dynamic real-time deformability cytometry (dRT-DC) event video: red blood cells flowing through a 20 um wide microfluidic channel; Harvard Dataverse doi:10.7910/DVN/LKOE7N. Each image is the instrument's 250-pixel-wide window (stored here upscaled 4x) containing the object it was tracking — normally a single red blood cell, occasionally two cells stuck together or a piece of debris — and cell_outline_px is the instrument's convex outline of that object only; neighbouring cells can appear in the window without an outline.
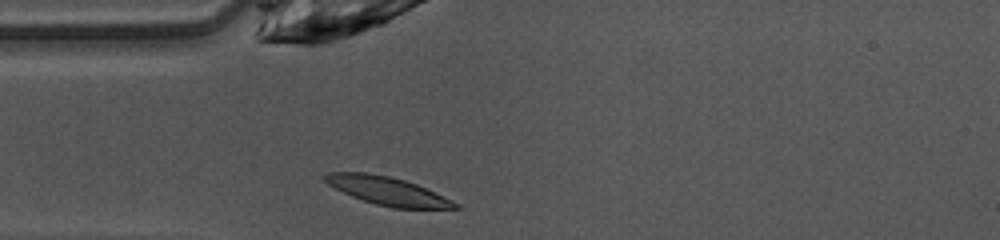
{"species": "common noctule bat (a hibernating species)", "species_latin": "Nyctalus noctula", "temperature_condition": "warm", "stored_images_in_passage": 36, "camera_frame_rate_fps": 3000, "um_per_image_px": 0.085, "animal": {"sex": "female", "body_mass_g": 10.0, "forearm_length_mm": 53.1}, "frame": {"image": 1, "passage_image": 1, "time_ms": 0.0, "image_size_px": [1000, 240], "cell_outline_px": [[460, 208], [392, 208], [376, 204], [352, 196], [328, 184], [324, 180], [324, 176], [328, 172], [368, 172], [388, 176], [404, 180], [416, 184], [452, 200], [460, 204]], "centroid_in_image_um": [32.94, 16.22], "position_along_channel_um": 52.1, "area_um2": 21.04}}
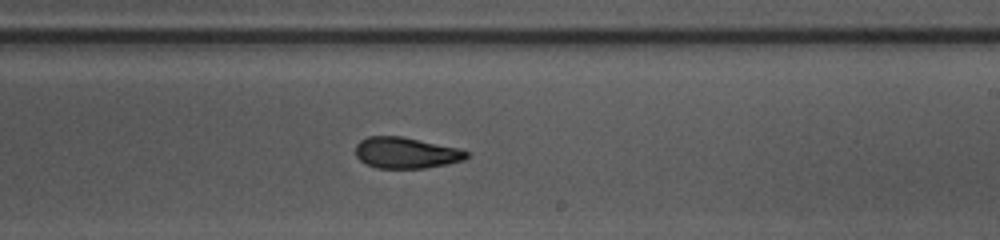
{"frame": {"image": 2, "passage_image": 16, "time_ms": 5.0, "image_size_px": [1000, 240], "cell_outline_px": [[468, 156], [464, 160], [448, 164], [424, 168], [376, 168], [360, 160], [356, 156], [356, 144], [360, 140], [368, 136], [404, 136], [456, 148], [468, 152]], "centroid_in_image_um": [34.49, 12.98], "position_along_channel_um": 254.5, "area_um2": 20.06}}
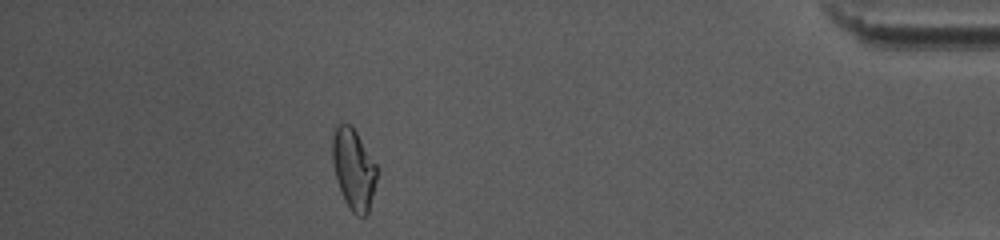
{"frame": {"image": 3, "passage_image": 31, "time_ms": 10.0, "image_size_px": [1000, 240], "cell_outline_px": [[376, 180], [368, 216], [356, 216], [352, 212], [344, 200], [336, 180], [332, 160], [332, 136], [336, 124], [352, 124], [376, 164]], "centroid_in_image_um": [30.04, 14.37], "position_along_channel_um": 405.2, "area_um2": 21.1}, "authors_computed_cell_mechanics": {"area_um2": 20.8369, "velocity_mm_per_s": 4.0974, "shape_relaxation_time_tau1_ms": 3.8422, "shape_relaxation_time_tau2_ms": 2.3343, "deformation_change_tau1": 0.1713, "deformation_change_tau2": 0.0984}}